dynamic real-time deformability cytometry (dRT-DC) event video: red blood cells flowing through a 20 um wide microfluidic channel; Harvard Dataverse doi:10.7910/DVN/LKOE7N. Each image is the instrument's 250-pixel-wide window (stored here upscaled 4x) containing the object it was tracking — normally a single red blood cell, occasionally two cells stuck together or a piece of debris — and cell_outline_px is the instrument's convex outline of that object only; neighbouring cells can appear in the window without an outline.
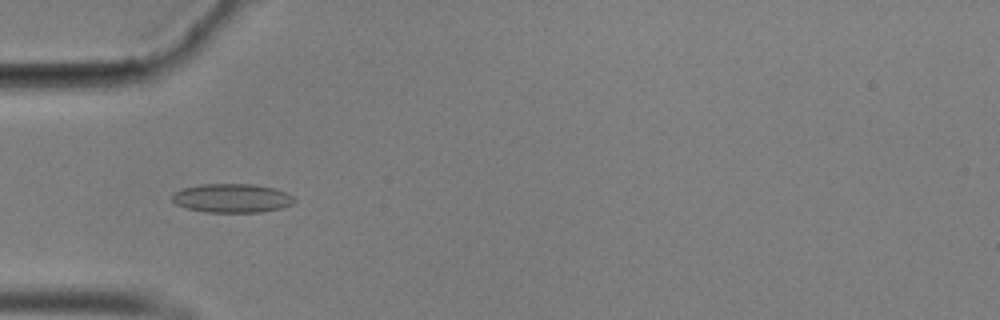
{"species": "common noctule bat (a hibernating species)", "species_latin": "Nyctalus noctula", "temperature_condition": "cold", "stored_images_in_passage": 57, "camera_frame_rate_fps": 3000, "um_per_image_px": 0.085, "animal": {"sex": "male", "body_mass_g": 17.9}, "frame": {"image": 1, "passage_image": 18, "time_ms": 5.667, "image_size_px": [1000, 320], "cell_outline_px": [[296, 200], [292, 204], [284, 208], [260, 212], [204, 212], [184, 208], [176, 204], [172, 200], [172, 192], [184, 188], [204, 184], [252, 184], [276, 188], [292, 196]], "centroid_in_image_um": [19.71, 16.85], "position_along_channel_um": 65.3, "area_um2": 20.69}}
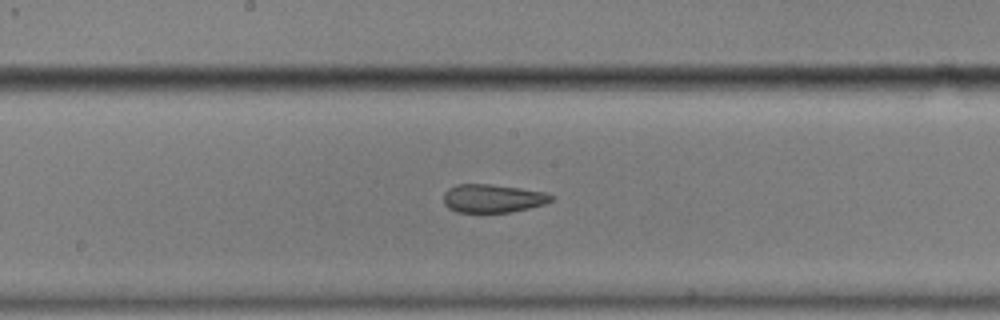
{"frame": {"image": 2, "passage_image": 30, "time_ms": 9.667, "image_size_px": [1000, 320], "cell_outline_px": [[556, 196], [552, 200], [544, 204], [528, 208], [508, 212], [456, 212], [448, 208], [444, 204], [444, 192], [448, 188], [456, 184], [488, 184], [520, 188], [544, 192]], "centroid_in_image_um": [41.86, 16.86], "position_along_channel_um": 206.3, "area_um2": 17.74}}
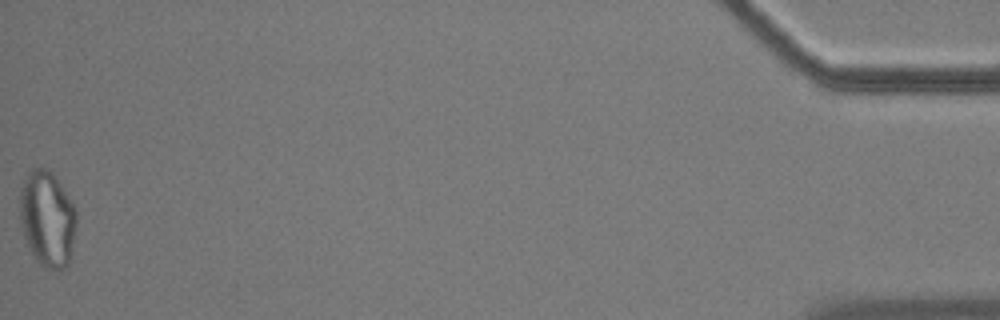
{"frame": {"image": 3, "passage_image": 57, "time_ms": 18.667, "image_size_px": [1000, 320], "cell_outline_px": [[76, 224], [72, 248], [68, 264], [64, 268], [44, 268], [36, 260], [28, 248], [20, 224], [20, 188], [28, 172], [32, 168], [48, 168], [52, 172], [76, 208]], "centroid_in_image_um": [4.01, 18.58], "position_along_channel_um": 431.2, "area_um2": 31.62}, "authors_computed_cell_mechanics": {"area_um2": 20.3456, "velocity_mm_per_s": 3.5373, "shape_relaxation_time_tau1_ms": null, "shape_relaxation_time_tau2_ms": 1.9176, "deformation_change_tau1": null, "deformation_change_tau2": 0.1062}}